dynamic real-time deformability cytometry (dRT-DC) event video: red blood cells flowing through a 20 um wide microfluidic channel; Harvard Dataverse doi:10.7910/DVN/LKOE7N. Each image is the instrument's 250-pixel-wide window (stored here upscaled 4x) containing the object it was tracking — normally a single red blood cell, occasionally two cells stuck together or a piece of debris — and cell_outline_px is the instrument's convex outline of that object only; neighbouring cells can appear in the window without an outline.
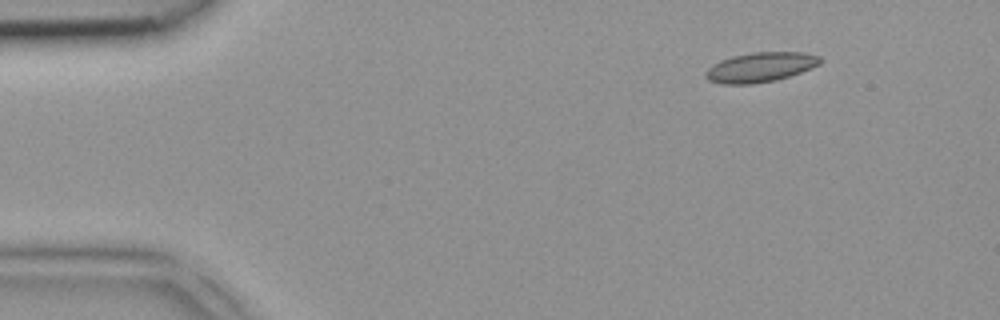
{"species": "common noctule bat (a hibernating species)", "species_latin": "Nyctalus noctula", "temperature_condition": "room temperature", "stored_images_in_passage": 3, "camera_frame_rate_fps": 3000, "um_per_image_px": 0.085, "animal": {"sex": "female", "body_mass_g": 18.4}, "frame": {"image": 1, "passage_image": 1, "time_ms": 0.0, "image_size_px": [1000, 320], "cell_outline_px": [[820, 64], [812, 68], [776, 80], [752, 84], [724, 84], [708, 80], [704, 76], [704, 72], [712, 64], [720, 60], [732, 56], [752, 52], [804, 52], [820, 56]], "centroid_in_image_um": [64.6, 5.71], "position_along_channel_um": 20.4, "area_um2": 19.88}}